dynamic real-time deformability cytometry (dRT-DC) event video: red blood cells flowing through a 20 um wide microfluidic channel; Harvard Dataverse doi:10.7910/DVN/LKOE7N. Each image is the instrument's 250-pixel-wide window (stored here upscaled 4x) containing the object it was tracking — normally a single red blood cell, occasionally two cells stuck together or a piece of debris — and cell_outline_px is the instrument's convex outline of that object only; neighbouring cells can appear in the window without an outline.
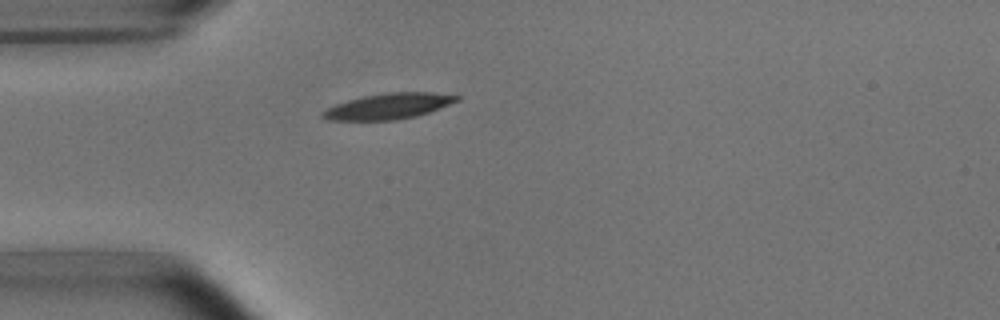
{"species": "common noctule bat (a hibernating species)", "species_latin": "Nyctalus noctula", "temperature_condition": "room temperature", "stored_images_in_passage": 1, "camera_frame_rate_fps": 3000, "um_per_image_px": 0.085, "animal": {"sex": "male", "body_mass_g": 15.6}, "frame": {"image": 1, "passage_image": 1, "time_ms": 0.0, "image_size_px": [1000, 320], "cell_outline_px": [[460, 100], [440, 108], [416, 116], [396, 120], [328, 120], [320, 116], [320, 112], [336, 104], [348, 100], [364, 96], [388, 92], [432, 92], [460, 96]], "centroid_in_image_um": [33.02, 9.03], "position_along_channel_um": 52.0, "area_um2": 20.06}}